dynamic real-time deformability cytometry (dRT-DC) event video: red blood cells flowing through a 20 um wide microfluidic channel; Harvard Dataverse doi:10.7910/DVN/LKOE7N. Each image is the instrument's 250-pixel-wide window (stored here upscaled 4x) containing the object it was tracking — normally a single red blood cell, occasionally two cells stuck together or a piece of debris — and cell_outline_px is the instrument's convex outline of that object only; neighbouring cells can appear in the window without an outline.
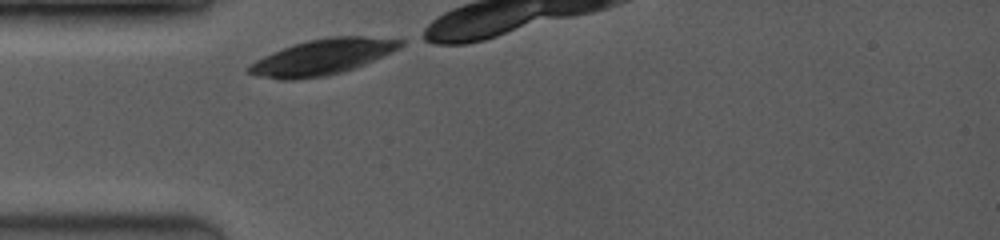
{"species": "common noctule bat (a hibernating species)", "species_latin": "Nyctalus noctula", "temperature_condition": "room temperature", "stored_images_in_passage": 8, "camera_frame_rate_fps": 3500, "um_per_image_px": 0.085, "animal": {"sex": "female", "body_mass_g": 19.0, "forearm_length_mm": 53.3}, "frame": {"image": 1, "passage_image": 1, "time_ms": 0.0, "image_size_px": [1000, 240], "cell_outline_px": [[404, 44], [400, 48], [392, 52], [356, 68], [324, 76], [296, 80], [280, 80], [260, 76], [244, 72], [256, 60], [272, 52], [308, 40], [328, 36], [364, 36], [404, 40]], "centroid_in_image_um": [27.42, 4.85], "position_along_channel_um": 57.6, "area_um2": 31.33}}